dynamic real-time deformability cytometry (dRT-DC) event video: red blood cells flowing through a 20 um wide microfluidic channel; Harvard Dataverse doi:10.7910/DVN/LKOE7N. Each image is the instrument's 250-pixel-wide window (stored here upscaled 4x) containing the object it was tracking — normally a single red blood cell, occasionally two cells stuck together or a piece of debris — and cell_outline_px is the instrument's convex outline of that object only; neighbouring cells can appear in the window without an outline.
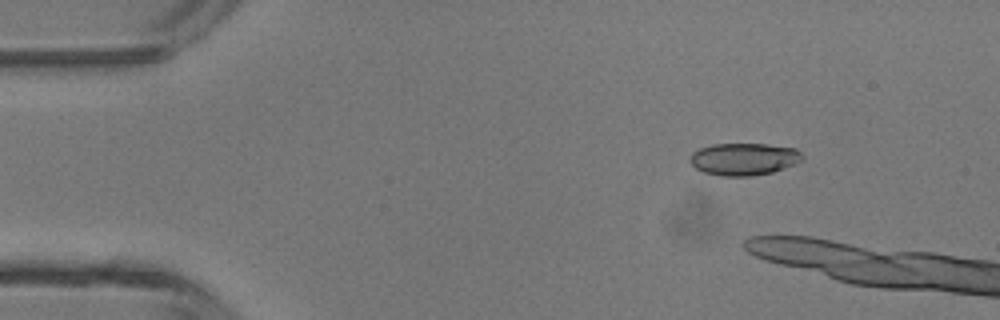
{"species": "common noctule bat (a hibernating species)", "species_latin": "Nyctalus noctula", "temperature_condition": "room temperature", "stored_images_in_passage": 8, "camera_frame_rate_fps": 3000, "um_per_image_px": 0.085, "animal": {"sex": "male", "body_mass_g": 13.3}, "frame": {"image": 1, "passage_image": 4, "time_ms": 1.0, "image_size_px": [1000, 320], "cell_outline_px": [[804, 160], [796, 164], [772, 172], [752, 176], [720, 176], [704, 172], [696, 168], [692, 164], [692, 152], [700, 148], [712, 144], [768, 144], [796, 148], [804, 156]], "centroid_in_image_um": [63.29, 13.52], "position_along_channel_um": 21.7, "area_um2": 21.15}}